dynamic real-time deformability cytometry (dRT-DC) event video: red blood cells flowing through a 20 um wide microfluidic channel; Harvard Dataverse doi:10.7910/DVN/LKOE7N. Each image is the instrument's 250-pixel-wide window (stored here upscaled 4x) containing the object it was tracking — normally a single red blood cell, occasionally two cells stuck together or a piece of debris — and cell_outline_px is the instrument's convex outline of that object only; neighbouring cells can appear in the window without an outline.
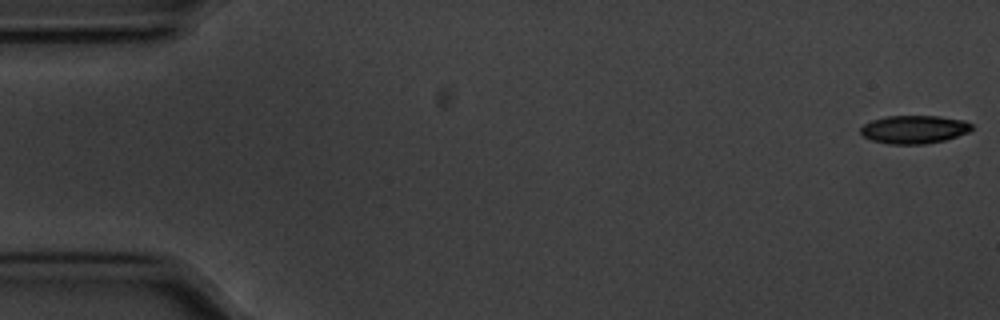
{"species": "common noctule bat (a hibernating species)", "species_latin": "Nyctalus noctula", "temperature_condition": "cold", "stored_images_in_passage": 14, "camera_frame_rate_fps": 3000, "um_per_image_px": 0.085, "animal": {"sex": "male", "body_mass_g": 20.1, "forearm_length_mm": 53.5}, "frame": {"image": 1, "passage_image": 1, "time_ms": 0.0, "image_size_px": [1000, 320], "cell_outline_px": [[972, 128], [968, 132], [944, 140], [924, 144], [888, 144], [872, 140], [864, 136], [860, 132], [860, 128], [864, 124], [872, 120], [884, 116], [940, 116], [964, 120], [972, 124]], "centroid_in_image_um": [77.68, 10.99], "position_along_channel_um": 7.3, "area_um2": 18.21}}
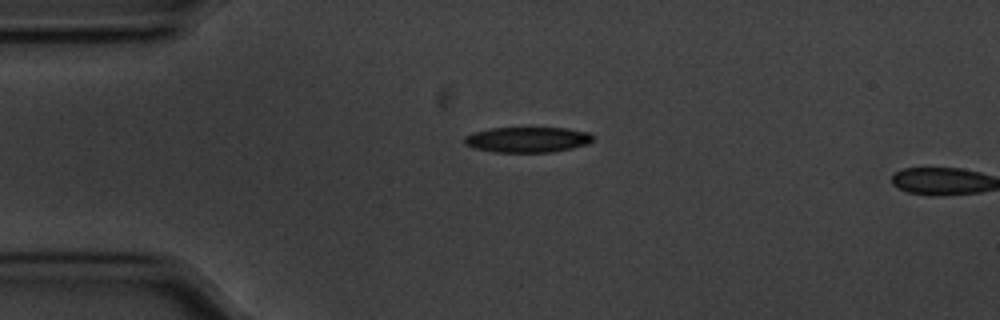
{"frame": {"image": 2, "passage_image": 13, "time_ms": 4.0, "image_size_px": [1000, 320], "cell_outline_px": [[596, 136], [588, 144], [572, 148], [552, 152], [492, 152], [472, 148], [464, 144], [464, 136], [476, 132], [492, 128], [568, 128], [588, 132]], "centroid_in_image_um": [44.85, 11.87], "position_along_channel_um": 40.2, "area_um2": 19.19}}